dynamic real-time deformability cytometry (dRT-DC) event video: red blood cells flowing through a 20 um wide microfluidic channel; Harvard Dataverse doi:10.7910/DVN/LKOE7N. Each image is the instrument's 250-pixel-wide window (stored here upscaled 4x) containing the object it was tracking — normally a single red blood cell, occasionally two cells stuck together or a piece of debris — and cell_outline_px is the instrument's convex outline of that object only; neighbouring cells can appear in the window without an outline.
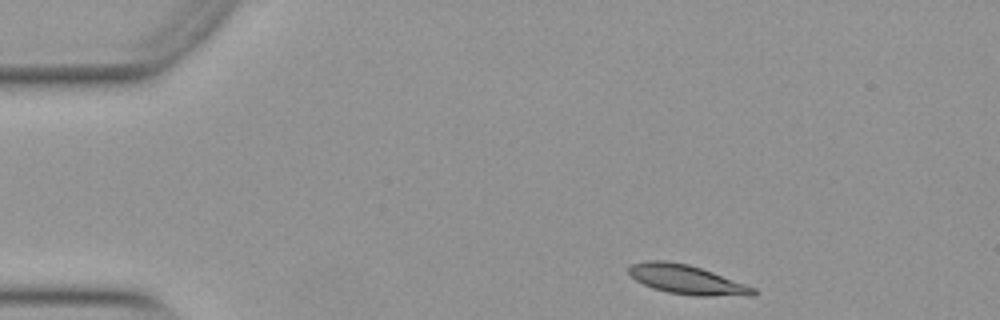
{"species": "Egyptian fruit bat (a non-hibernating species)", "species_latin": "Rousettus aegyptiacus", "temperature_condition": "warm", "stored_images_in_passage": 6, "camera_frame_rate_fps": 3000, "um_per_image_px": 0.085, "animal": {"sex": "female"}, "frame": {"image": 1, "passage_image": 1, "time_ms": 0.0, "image_size_px": [1000, 320], "cell_outline_px": [[756, 292], [752, 296], [692, 296], [668, 292], [652, 288], [636, 280], [628, 272], [628, 268], [632, 264], [648, 260], [664, 260], [688, 264], [712, 272], [756, 288]], "centroid_in_image_um": [58.38, 23.78], "position_along_channel_um": 26.6, "area_um2": 21.15}}